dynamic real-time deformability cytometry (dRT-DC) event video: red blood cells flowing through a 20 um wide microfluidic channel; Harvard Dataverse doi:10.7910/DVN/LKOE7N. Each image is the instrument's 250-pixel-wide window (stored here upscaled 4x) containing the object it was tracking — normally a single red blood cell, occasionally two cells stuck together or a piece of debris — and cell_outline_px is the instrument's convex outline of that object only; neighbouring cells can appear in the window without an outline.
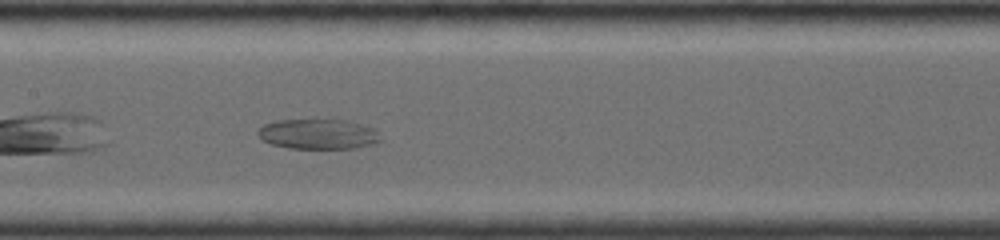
{"species": "common noctule bat (a hibernating species)", "species_latin": "Nyctalus noctula", "temperature_condition": "room temperature", "stored_images_in_passage": 21, "segment_of_instrument_passage": [1, 2], "camera_frame_rate_fps": 4000, "um_per_image_px": 0.085, "animal": {"sex": "female", "body_mass_g": 19.0, "forearm_length_mm": 56.7}, "frame": {"image": 1, "passage_image": 7, "time_ms": 2.75, "image_size_px": [1000, 240], "cell_outline_px": [[380, 140], [372, 144], [352, 148], [288, 148], [272, 144], [264, 140], [256, 132], [264, 124], [280, 120], [328, 116], [348, 120], [372, 128], [376, 132]], "centroid_in_image_um": [27.02, 11.34], "position_along_channel_um": 180.4, "area_um2": 22.02}}
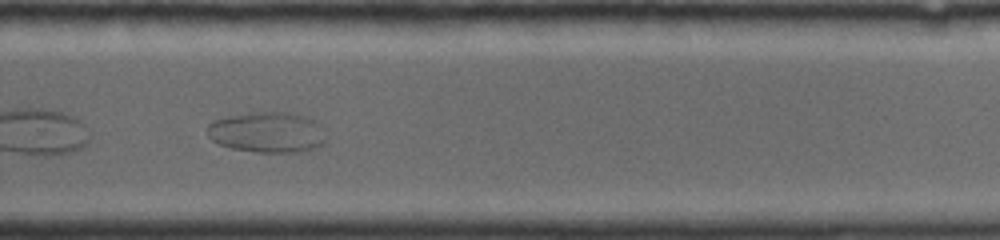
{"frame": {"image": 2, "passage_image": 16, "time_ms": 6.0, "image_size_px": [1000, 240], "cell_outline_px": [[328, 140], [324, 144], [316, 148], [296, 152], [260, 152], [232, 148], [220, 144], [212, 140], [208, 136], [208, 124], [216, 120], [228, 116], [252, 112], [288, 112], [304, 116], [320, 124]], "centroid_in_image_um": [22.76, 11.24], "position_along_channel_um": 307.0, "area_um2": 28.09}}
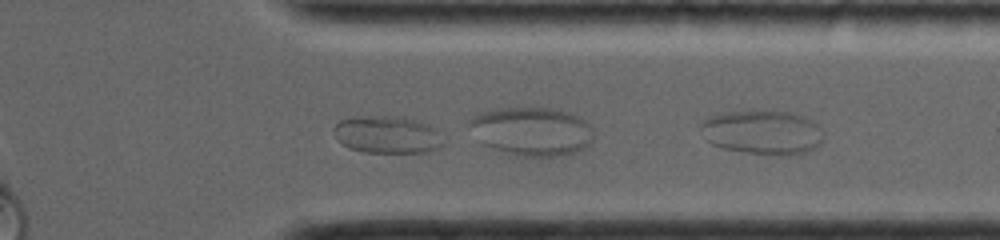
{"frame": {"image": 3, "passage_image": 19, "time_ms": 7.0, "image_size_px": [1000, 240], "cell_outline_px": [[448, 140], [440, 148], [428, 152], [364, 152], [348, 148], [336, 140], [332, 128], [340, 120], [352, 116], [404, 116], [428, 124], [436, 128]], "centroid_in_image_um": [32.96, 11.44], "position_along_channel_um": 378.4, "area_um2": 24.62}}